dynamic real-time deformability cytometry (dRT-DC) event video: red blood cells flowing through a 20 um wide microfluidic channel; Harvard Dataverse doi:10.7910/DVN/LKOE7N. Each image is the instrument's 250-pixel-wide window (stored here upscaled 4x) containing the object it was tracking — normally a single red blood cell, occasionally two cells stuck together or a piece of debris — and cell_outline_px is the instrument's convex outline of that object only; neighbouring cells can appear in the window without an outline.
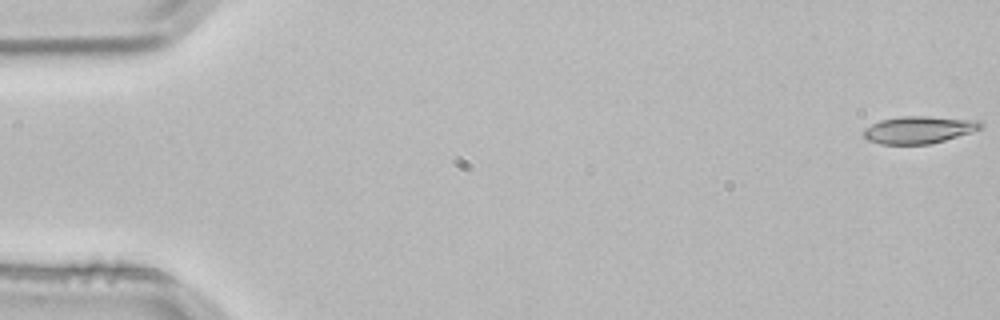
{"species": "common noctule bat (a hibernating species)", "species_latin": "Nyctalus noctula", "temperature_condition": "room temperature", "stored_images_in_passage": 4, "camera_frame_rate_fps": 3000, "um_per_image_px": 0.085, "animal": {"sex": "male", "body_mass_g": 21.5, "forearm_length_mm": 52.0}, "frame": {"image": 1, "passage_image": 1, "time_ms": 0.0, "image_size_px": [1000, 320], "cell_outline_px": [[984, 124], [980, 128], [972, 132], [944, 140], [928, 144], [880, 144], [868, 140], [864, 136], [864, 128], [880, 120], [900, 116], [928, 116], [980, 120]], "centroid_in_image_um": [78.11, 11.02], "position_along_channel_um": 6.9, "area_um2": 18.61}}
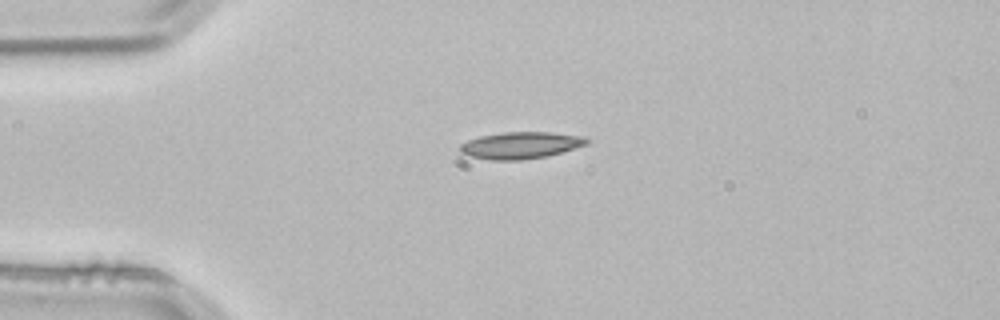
{"frame": {"image": 2, "passage_image": 3, "time_ms": 0.667, "image_size_px": [1000, 320], "cell_outline_px": [[588, 144], [548, 156], [520, 160], [488, 160], [468, 156], [460, 152], [460, 144], [468, 140], [480, 136], [504, 132], [552, 132], [584, 136], [588, 140]], "centroid_in_image_um": [44.24, 12.35], "position_along_channel_um": 40.8, "area_um2": 19.88}}
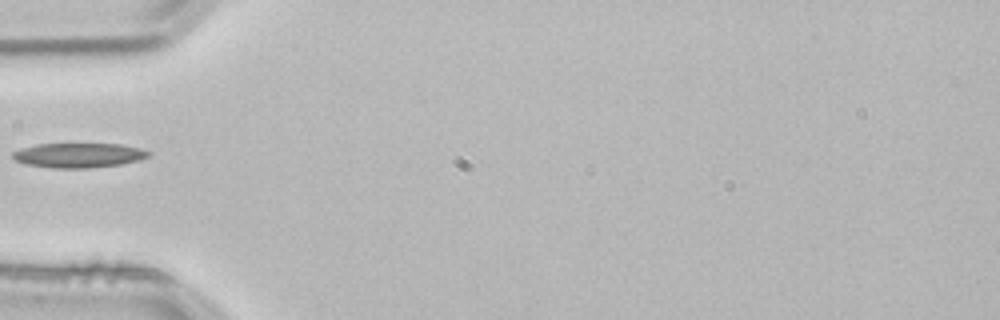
{"frame": {"image": 3, "passage_image": 4, "time_ms": 1.0, "image_size_px": [1000, 320], "cell_outline_px": [[152, 152], [148, 156], [140, 160], [120, 164], [88, 168], [52, 168], [28, 164], [16, 160], [12, 156], [12, 152], [20, 148], [36, 144], [120, 144], [140, 148]], "centroid_in_image_um": [6.69, 13.19], "position_along_channel_um": 78.3, "area_um2": 19.42}}